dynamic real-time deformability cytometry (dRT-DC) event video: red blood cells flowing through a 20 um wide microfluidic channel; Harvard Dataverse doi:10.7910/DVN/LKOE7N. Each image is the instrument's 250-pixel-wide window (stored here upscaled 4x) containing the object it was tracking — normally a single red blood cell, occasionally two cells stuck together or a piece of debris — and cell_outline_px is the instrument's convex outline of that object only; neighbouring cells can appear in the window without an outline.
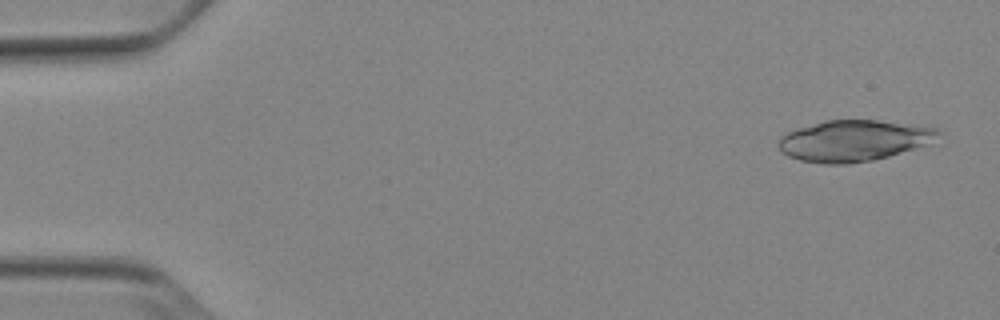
{"species": "Egyptian fruit bat (a non-hibernating species)", "species_latin": "Rousettus aegyptiacus", "temperature_condition": "cold", "stored_images_in_passage": 50, "camera_frame_rate_fps": 3000, "um_per_image_px": 0.085, "animal": {"sex": "female"}, "frame": {"image": 1, "passage_image": 2, "time_ms": 0.333, "image_size_px": [1000, 320], "cell_outline_px": [[940, 132], [924, 144], [888, 156], [872, 160], [848, 164], [824, 164], [800, 160], [788, 156], [780, 152], [776, 144], [780, 136], [788, 132], [824, 120], [880, 120], [912, 124], [936, 128]], "centroid_in_image_um": [72.45, 11.95], "position_along_channel_um": 12.5, "area_um2": 37.8}}